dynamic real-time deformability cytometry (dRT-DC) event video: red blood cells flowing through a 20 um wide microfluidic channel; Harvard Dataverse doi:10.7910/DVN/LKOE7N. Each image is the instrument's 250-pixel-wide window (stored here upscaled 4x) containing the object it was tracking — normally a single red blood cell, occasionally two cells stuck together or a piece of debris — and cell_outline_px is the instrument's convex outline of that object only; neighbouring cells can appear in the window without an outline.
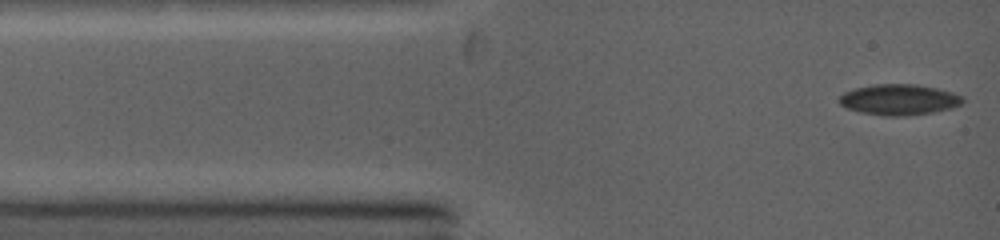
{"species": "common noctule bat (a hibernating species)", "species_latin": "Nyctalus noctula", "temperature_condition": "warm", "stored_images_in_passage": 7, "camera_frame_rate_fps": 5000, "um_per_image_px": 0.085, "animal": {"sex": "female", "body_mass_g": 19.0, "forearm_length_mm": 53.3}, "frame": {"image": 1, "passage_image": 1, "time_ms": 0.0, "image_size_px": [1000, 240], "cell_outline_px": [[964, 100], [960, 104], [952, 108], [932, 112], [904, 116], [884, 116], [860, 112], [848, 108], [840, 104], [836, 100], [844, 92], [856, 88], [872, 84], [916, 84], [936, 88], [952, 92], [964, 96]], "centroid_in_image_um": [76.41, 8.46], "position_along_channel_um": 8.6, "area_um2": 22.2}}
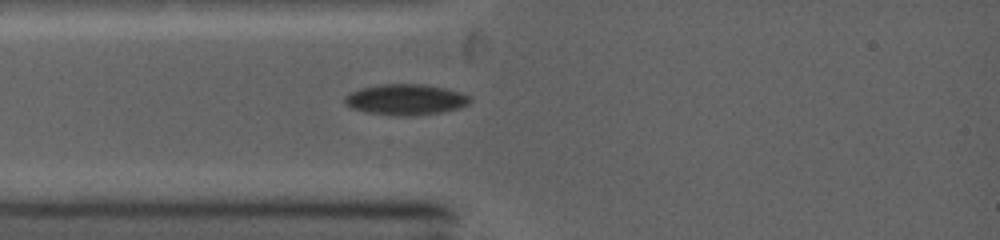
{"frame": {"image": 2, "passage_image": 6, "time_ms": 2.2, "image_size_px": [1000, 240], "cell_outline_px": [[472, 100], [468, 104], [460, 108], [440, 112], [408, 116], [396, 116], [368, 112], [352, 108], [344, 104], [344, 96], [360, 88], [380, 84], [420, 84], [444, 88], [460, 92], [472, 96]], "centroid_in_image_um": [34.49, 8.46], "position_along_channel_um": 50.5, "area_um2": 22.48}}